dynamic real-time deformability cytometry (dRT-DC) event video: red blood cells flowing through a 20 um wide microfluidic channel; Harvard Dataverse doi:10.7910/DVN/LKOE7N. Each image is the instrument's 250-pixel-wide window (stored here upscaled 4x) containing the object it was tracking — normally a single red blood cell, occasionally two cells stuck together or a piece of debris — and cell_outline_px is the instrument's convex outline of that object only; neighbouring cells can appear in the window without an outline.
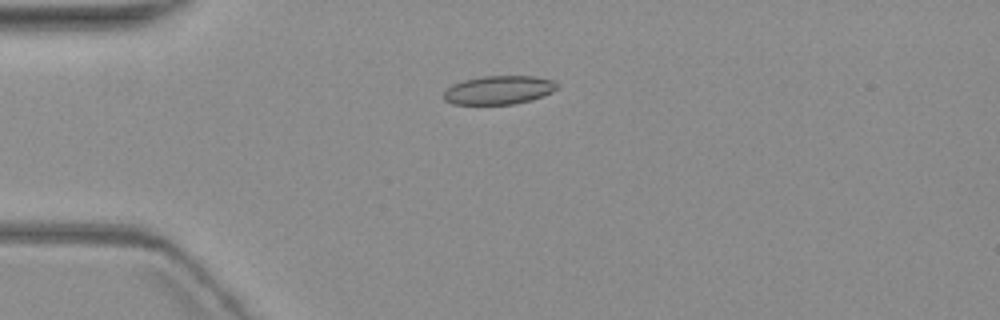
{"species": "common noctule bat (a hibernating species)", "species_latin": "Nyctalus noctula", "temperature_condition": "warm", "stored_images_in_passage": 5, "camera_frame_rate_fps": 3000, "um_per_image_px": 0.085, "animal": {"sex": "female", "body_mass_g": 19.3, "forearm_length_mm": 54.1}, "frame": {"image": 1, "passage_image": 4, "time_ms": 3.667, "image_size_px": [1000, 320], "cell_outline_px": [[560, 84], [552, 92], [544, 96], [532, 100], [516, 104], [452, 104], [444, 100], [444, 92], [452, 84], [464, 80], [484, 76], [536, 76], [556, 80]], "centroid_in_image_um": [42.45, 7.65], "position_along_channel_um": 42.5, "area_um2": 19.13}}